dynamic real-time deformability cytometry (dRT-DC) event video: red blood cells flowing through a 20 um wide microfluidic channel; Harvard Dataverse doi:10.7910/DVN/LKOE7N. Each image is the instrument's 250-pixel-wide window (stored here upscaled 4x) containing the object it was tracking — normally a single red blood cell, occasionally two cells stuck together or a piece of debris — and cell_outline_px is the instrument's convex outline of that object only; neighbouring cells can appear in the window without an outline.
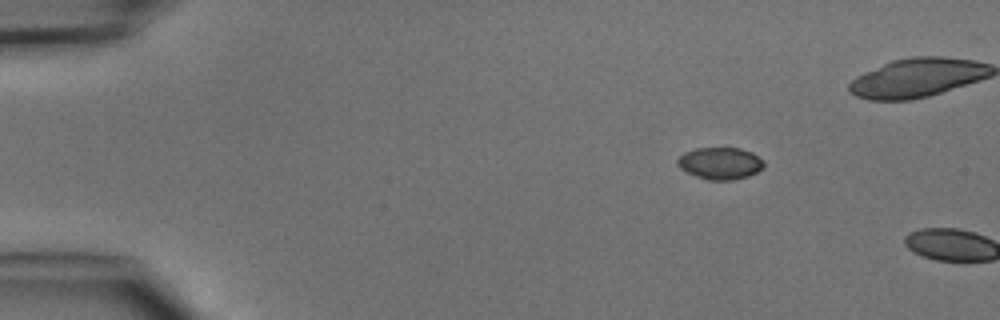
{"species": "common noctule bat (a hibernating species)", "species_latin": "Nyctalus noctula", "temperature_condition": "cold", "stored_images_in_passage": 2, "camera_frame_rate_fps": 3000, "um_per_image_px": 0.085, "animal": {"sex": "male", "body_mass_g": 15.6}, "frame": {"image": 1, "passage_image": 1, "time_ms": 0.0, "image_size_px": [1000, 320], "cell_outline_px": [[764, 168], [748, 176], [736, 180], [708, 180], [696, 176], [680, 168], [676, 164], [676, 160], [684, 152], [696, 148], [740, 148], [752, 152], [764, 160]], "centroid_in_image_um": [61.23, 13.88], "position_along_channel_um": 23.8, "area_um2": 16.24}}